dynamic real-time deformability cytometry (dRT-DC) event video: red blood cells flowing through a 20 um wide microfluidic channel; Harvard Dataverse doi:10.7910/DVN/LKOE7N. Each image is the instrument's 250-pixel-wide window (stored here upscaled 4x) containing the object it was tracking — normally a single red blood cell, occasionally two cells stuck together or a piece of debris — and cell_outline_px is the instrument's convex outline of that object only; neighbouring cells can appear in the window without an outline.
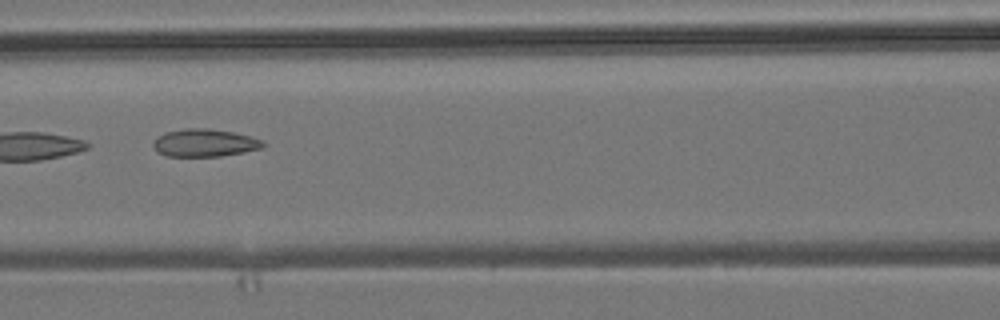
{"species": "common noctule bat (a hibernating species)", "species_latin": "Nyctalus noctula", "temperature_condition": "room temperature", "stored_images_in_passage": 7, "camera_frame_rate_fps": 3000, "um_per_image_px": 0.085, "animal": {"sex": "male", "body_mass_g": 19.2, "forearm_length_mm": 51.8}, "frame": {"image": 1, "passage_image": 5, "time_ms": 4.667, "image_size_px": [1000, 320], "cell_outline_px": [[268, 144], [264, 148], [244, 152], [220, 156], [168, 156], [156, 152], [152, 144], [164, 132], [184, 128], [208, 128], [232, 132], [252, 136], [264, 140]], "centroid_in_image_um": [17.45, 12.14], "position_along_channel_um": 149.1, "area_um2": 17.92}}
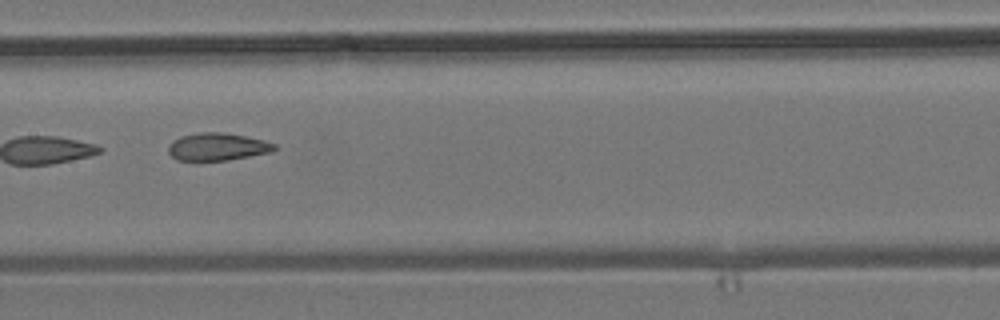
{"frame": {"image": 2, "passage_image": 6, "time_ms": 5.667, "image_size_px": [1000, 320], "cell_outline_px": [[276, 148], [272, 152], [228, 160], [176, 160], [168, 152], [168, 144], [172, 140], [180, 136], [200, 132], [224, 132], [264, 140], [276, 144]], "centroid_in_image_um": [18.46, 12.47], "position_along_channel_um": 188.9, "area_um2": 17.11}}
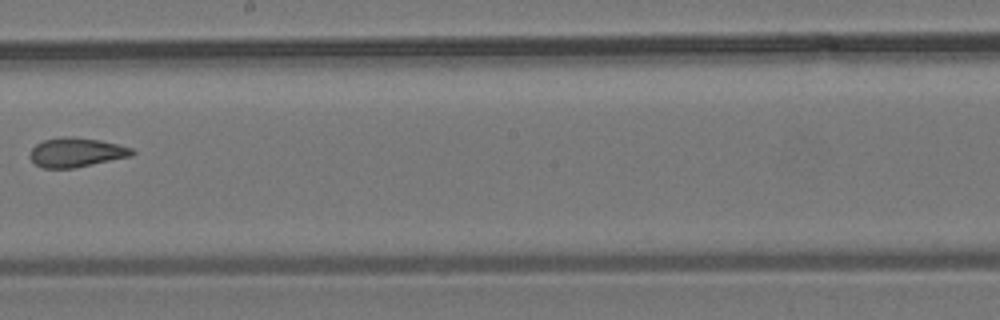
{"frame": {"image": 3, "passage_image": 7, "time_ms": 7.0, "image_size_px": [1000, 320], "cell_outline_px": [[136, 152], [132, 156], [72, 168], [44, 168], [36, 164], [28, 156], [32, 148], [36, 144], [44, 140], [60, 136], [72, 136], [100, 140], [132, 148]], "centroid_in_image_um": [6.47, 12.94], "position_along_channel_um": 241.7, "area_um2": 17.4}}